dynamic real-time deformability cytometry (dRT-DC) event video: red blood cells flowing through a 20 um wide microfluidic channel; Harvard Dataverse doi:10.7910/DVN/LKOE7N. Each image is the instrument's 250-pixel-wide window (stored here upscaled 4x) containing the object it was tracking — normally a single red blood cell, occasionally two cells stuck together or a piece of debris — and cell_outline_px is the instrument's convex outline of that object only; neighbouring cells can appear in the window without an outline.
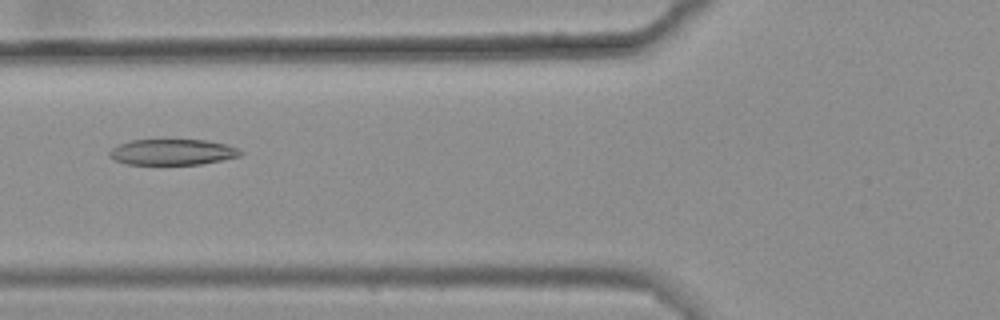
{"species": "common noctule bat (a hibernating species)", "species_latin": "Nyctalus noctula", "temperature_condition": "warm", "stored_images_in_passage": 51, "camera_frame_rate_fps": 3000, "um_per_image_px": 0.085, "animal": {"sex": "female", "body_mass_g": 25.1}, "frame": {"image": 1, "passage_image": 22, "time_ms": 7.0, "image_size_px": [1000, 320], "cell_outline_px": [[244, 152], [240, 156], [200, 164], [128, 164], [116, 160], [108, 156], [108, 152], [112, 148], [120, 144], [132, 140], [204, 140], [228, 144]], "centroid_in_image_um": [14.66, 12.92], "position_along_channel_um": 111.1, "area_um2": 19.54}}
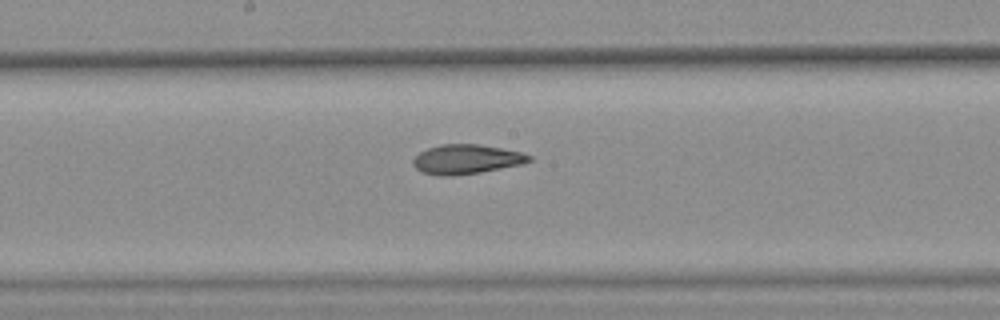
{"frame": {"image": 2, "passage_image": 30, "time_ms": 9.667, "image_size_px": [1000, 320], "cell_outline_px": [[532, 160], [524, 164], [480, 172], [448, 176], [440, 176], [420, 172], [412, 164], [412, 160], [420, 152], [428, 148], [440, 144], [480, 144], [520, 152], [532, 156]], "centroid_in_image_um": [39.63, 13.54], "position_along_channel_um": 208.6, "area_um2": 19.94}}
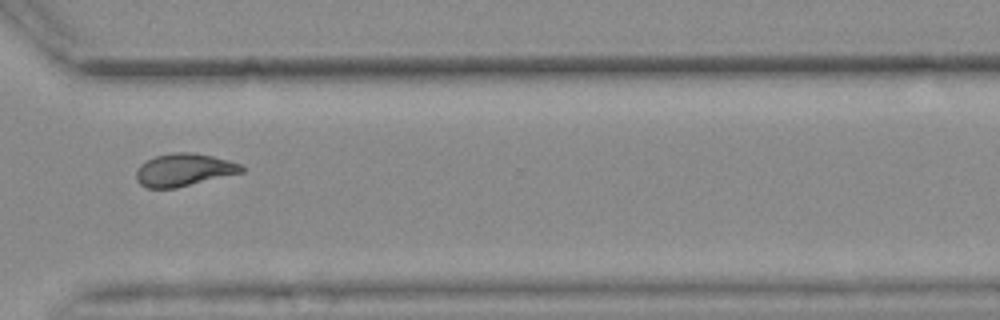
{"frame": {"image": 3, "passage_image": 42, "time_ms": 13.667, "image_size_px": [1000, 320], "cell_outline_px": [[244, 172], [176, 188], [148, 188], [140, 184], [136, 180], [136, 172], [140, 164], [156, 156], [172, 152], [192, 152], [212, 156], [228, 160], [240, 164], [244, 168]], "centroid_in_image_um": [15.63, 14.44], "position_along_channel_um": 355.0, "area_um2": 20.0}, "authors_computed_cell_mechanics": {"area_um2": 20.4034, "velocity_mm_per_s": 3.6548, "shape_relaxation_time_tau1_ms": null, "shape_relaxation_time_tau2_ms": 2.8258, "deformation_change_tau1": null, "deformation_change_tau2": 0.0999}}